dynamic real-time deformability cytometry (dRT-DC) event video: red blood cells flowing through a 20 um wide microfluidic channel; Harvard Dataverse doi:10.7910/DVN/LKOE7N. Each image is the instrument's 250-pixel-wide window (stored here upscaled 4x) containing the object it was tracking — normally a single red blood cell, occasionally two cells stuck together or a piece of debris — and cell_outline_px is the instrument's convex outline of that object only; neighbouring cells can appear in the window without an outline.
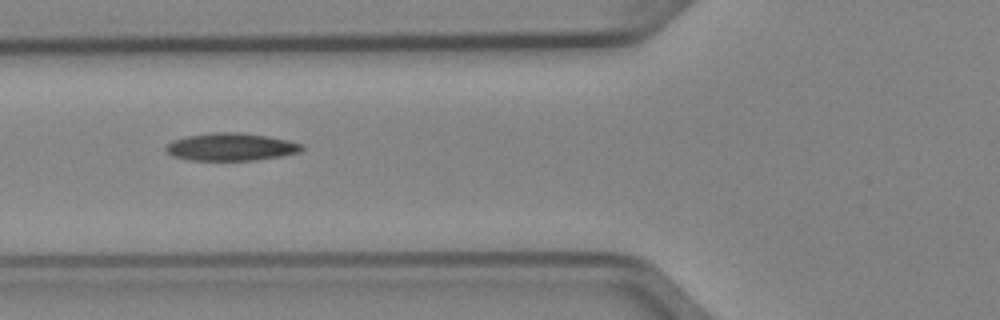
{"species": "Egyptian fruit bat (a non-hibernating species)", "species_latin": "Rousettus aegyptiacus", "temperature_condition": "cold", "stored_images_in_passage": 7, "camera_frame_rate_fps": 3000, "um_per_image_px": 0.085, "animal": {"sex": "female"}, "frame": {"image": 1, "passage_image": 6, "time_ms": 1.667, "image_size_px": [1000, 320], "cell_outline_px": [[304, 148], [300, 152], [280, 156], [256, 160], [188, 160], [172, 156], [164, 148], [172, 140], [184, 136], [212, 132], [240, 132], [288, 140], [300, 144]], "centroid_in_image_um": [19.58, 12.48], "position_along_channel_um": 106.2, "area_um2": 21.85}}
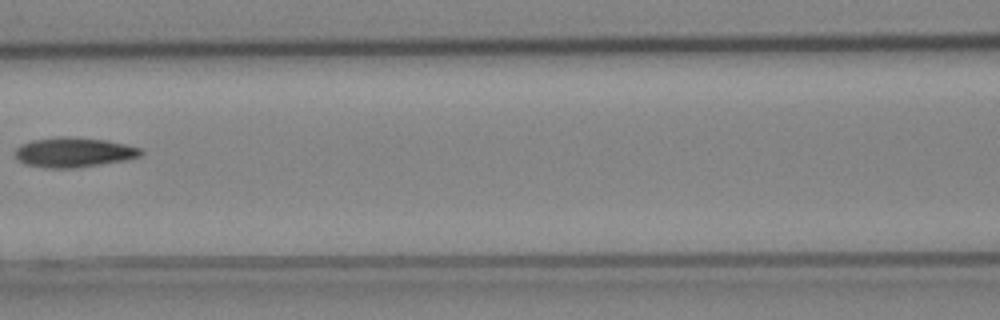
{"frame": {"image": 2, "passage_image": 7, "time_ms": 2.0, "image_size_px": [1000, 320], "cell_outline_px": [[144, 152], [140, 156], [124, 160], [76, 168], [44, 168], [24, 164], [16, 160], [16, 148], [20, 144], [32, 140], [56, 136], [68, 136], [108, 140], [140, 148]], "centroid_in_image_um": [6.22, 12.94], "position_along_channel_um": 160.4, "area_um2": 22.02}}